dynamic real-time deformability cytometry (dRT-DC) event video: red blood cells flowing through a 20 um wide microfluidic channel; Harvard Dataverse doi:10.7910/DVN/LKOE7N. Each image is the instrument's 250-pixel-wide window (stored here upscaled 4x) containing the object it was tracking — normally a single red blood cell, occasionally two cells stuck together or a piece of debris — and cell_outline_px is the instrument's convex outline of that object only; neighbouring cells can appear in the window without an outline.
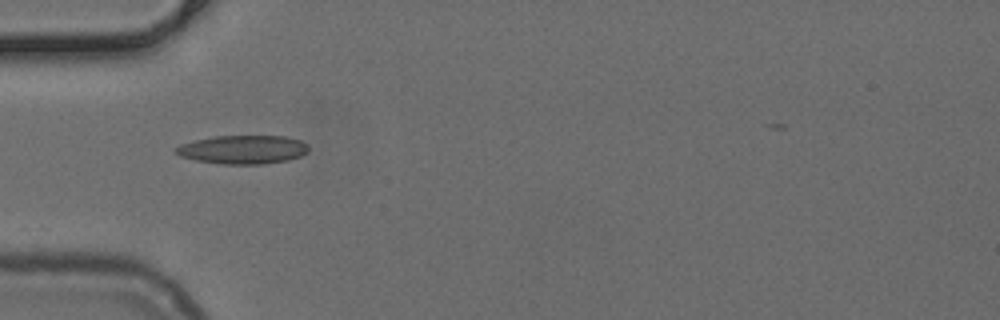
{"species": "common noctule bat (a hibernating species)", "species_latin": "Nyctalus noctula", "temperature_condition": "cold", "stored_images_in_passage": 34, "camera_frame_rate_fps": 3000, "um_per_image_px": 0.085, "animal": {"sex": "female", "body_mass_g": 24.6, "forearm_length_mm": 56.2}, "frame": {"image": 1, "passage_image": 1, "time_ms": 0.0, "image_size_px": [1000, 320], "cell_outline_px": [[308, 152], [300, 156], [288, 160], [264, 164], [220, 164], [196, 160], [180, 156], [172, 152], [172, 148], [180, 144], [196, 140], [216, 136], [288, 136], [300, 140], [308, 144]], "centroid_in_image_um": [20.63, 12.71], "position_along_channel_um": 64.4, "area_um2": 22.37}}
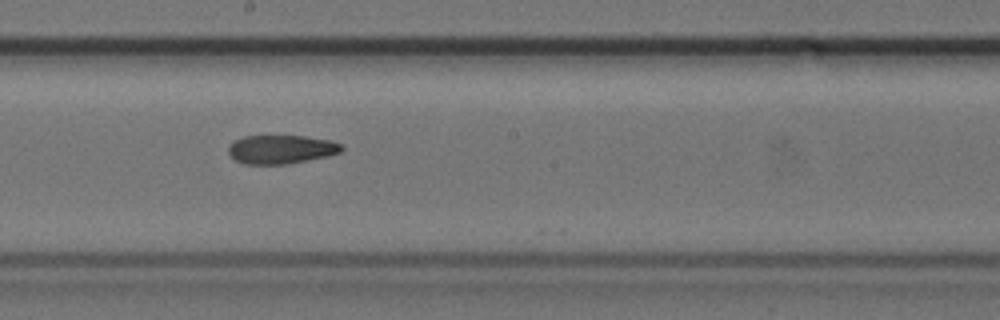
{"frame": {"image": 2, "passage_image": 13, "time_ms": 4.0, "image_size_px": [1000, 320], "cell_outline_px": [[344, 148], [340, 152], [328, 156], [288, 164], [244, 164], [236, 160], [228, 152], [228, 148], [236, 140], [244, 136], [304, 136], [332, 140], [344, 144]], "centroid_in_image_um": [23.96, 12.69], "position_along_channel_um": 224.2, "area_um2": 18.96}}
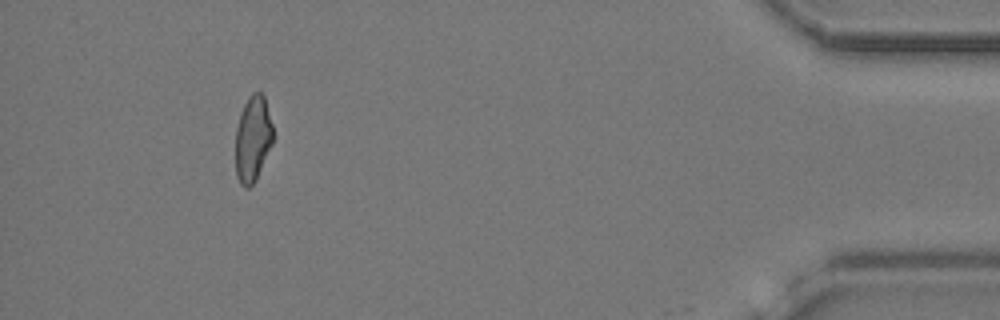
{"frame": {"image": 3, "passage_image": 32, "time_ms": 10.333, "image_size_px": [1000, 320], "cell_outline_px": [[272, 144], [256, 180], [248, 188], [244, 188], [240, 184], [236, 176], [236, 128], [240, 112], [248, 96], [252, 92], [260, 92], [264, 96], [272, 124]], "centroid_in_image_um": [21.47, 11.8], "position_along_channel_um": 413.7, "area_um2": 18.79}}